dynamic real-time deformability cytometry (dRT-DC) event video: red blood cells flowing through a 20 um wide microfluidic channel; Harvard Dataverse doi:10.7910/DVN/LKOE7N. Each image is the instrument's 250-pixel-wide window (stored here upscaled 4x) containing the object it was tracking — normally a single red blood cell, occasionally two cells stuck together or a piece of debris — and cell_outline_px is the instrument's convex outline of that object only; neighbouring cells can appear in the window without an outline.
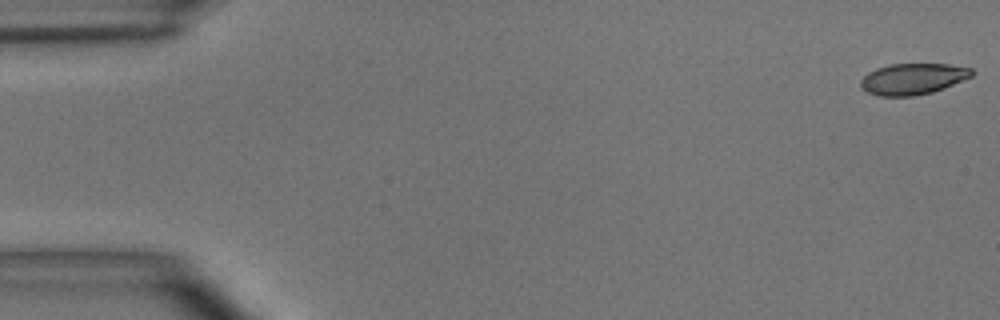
{"species": "common noctule bat (a hibernating species)", "species_latin": "Nyctalus noctula", "temperature_condition": "room temperature", "stored_images_in_passage": 54, "camera_frame_rate_fps": 3000, "um_per_image_px": 0.085, "animal": {"sex": "male", "body_mass_g": 15.6}, "frame": {"image": 1, "passage_image": 1, "time_ms": 0.0, "image_size_px": [1000, 320], "cell_outline_px": [[976, 72], [972, 76], [932, 92], [912, 96], [880, 96], [868, 92], [860, 84], [860, 80], [868, 72], [876, 68], [892, 64], [948, 64], [972, 68]], "centroid_in_image_um": [77.6, 6.69], "position_along_channel_um": 7.4, "area_um2": 20.0}}
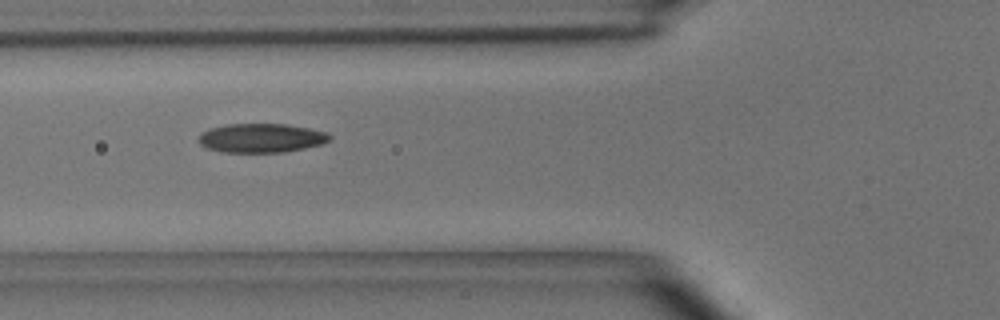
{"frame": {"image": 2, "passage_image": 20, "time_ms": 6.333, "image_size_px": [1000, 320], "cell_outline_px": [[332, 140], [320, 144], [304, 148], [284, 152], [224, 152], [208, 148], [200, 144], [200, 132], [208, 128], [228, 124], [288, 124], [308, 128], [324, 132], [332, 136]], "centroid_in_image_um": [22.21, 11.72], "position_along_channel_um": 103.6, "area_um2": 22.08}}
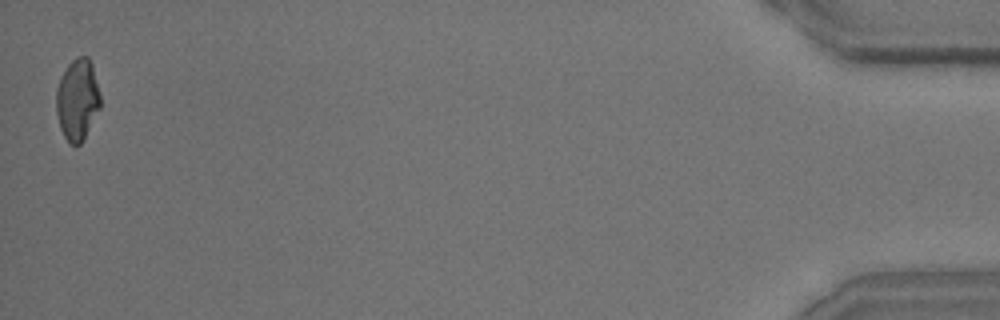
{"frame": {"image": 3, "passage_image": 54, "time_ms": 17.667, "image_size_px": [1000, 320], "cell_outline_px": [[100, 108], [84, 140], [80, 144], [72, 144], [64, 136], [60, 128], [56, 112], [56, 88], [60, 76], [68, 64], [76, 56], [88, 56], [92, 64], [100, 92]], "centroid_in_image_um": [6.58, 8.45], "position_along_channel_um": 428.6, "area_um2": 21.15}, "authors_computed_cell_mechanics": {"area_um2": 21.4727, "velocity_mm_per_s": 3.667, "shape_relaxation_time_tau1_ms": 5.5443, "shape_relaxation_time_tau2_ms": 1.9649, "deformation_change_tau1": 0.1562, "deformation_change_tau2": 0.0815}}